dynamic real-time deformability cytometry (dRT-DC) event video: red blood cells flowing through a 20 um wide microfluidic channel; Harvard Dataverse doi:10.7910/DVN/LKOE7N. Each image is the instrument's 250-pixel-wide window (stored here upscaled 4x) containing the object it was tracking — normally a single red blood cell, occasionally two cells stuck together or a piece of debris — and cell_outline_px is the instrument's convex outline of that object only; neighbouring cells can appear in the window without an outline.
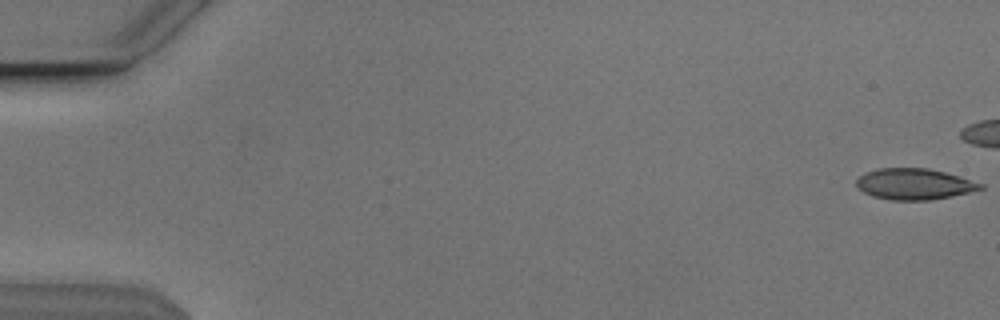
{"species": "Egyptian fruit bat (a non-hibernating species)", "species_latin": "Rousettus aegyptiacus", "temperature_condition": "cold", "stored_images_in_passage": 44, "camera_frame_rate_fps": 3000, "um_per_image_px": 0.085, "animal": {"sex": "male"}, "frame": {"image": 1, "passage_image": 1, "time_ms": 0.0, "image_size_px": [1000, 320], "cell_outline_px": [[984, 188], [952, 196], [928, 200], [892, 200], [872, 196], [856, 188], [856, 180], [864, 172], [876, 168], [928, 168], [944, 172], [984, 184]], "centroid_in_image_um": [77.66, 15.64], "position_along_channel_um": 7.3, "area_um2": 22.43}}
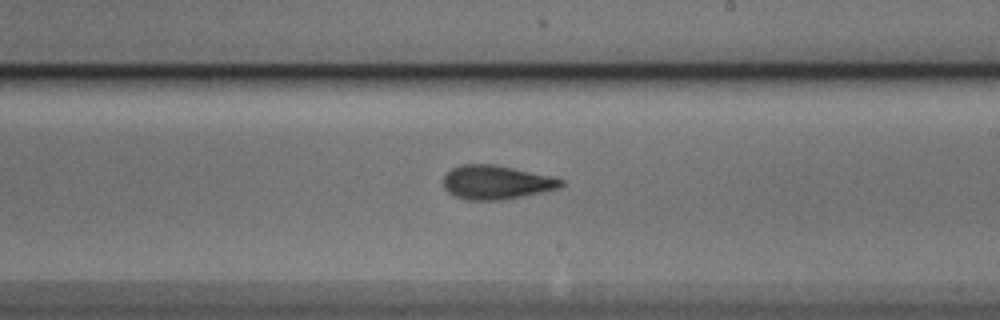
{"frame": {"image": 2, "passage_image": 32, "time_ms": 10.333, "image_size_px": [1000, 320], "cell_outline_px": [[564, 184], [560, 188], [504, 200], [464, 200], [448, 192], [444, 188], [444, 176], [452, 168], [460, 164], [492, 164], [552, 176], [564, 180]], "centroid_in_image_um": [42.18, 15.5], "position_along_channel_um": 246.8, "area_um2": 23.24}}
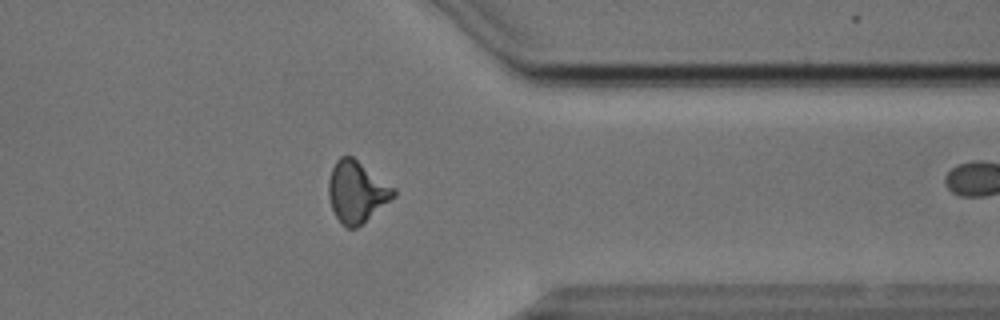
{"frame": {"image": 3, "passage_image": 43, "time_ms": 14.0, "image_size_px": [1000, 320], "cell_outline_px": [[396, 196], [356, 228], [348, 228], [340, 224], [332, 208], [328, 196], [328, 180], [332, 168], [336, 160], [340, 156], [352, 156], [396, 188]], "centroid_in_image_um": [30.32, 16.3], "position_along_channel_um": 381.1, "area_um2": 23.29}}